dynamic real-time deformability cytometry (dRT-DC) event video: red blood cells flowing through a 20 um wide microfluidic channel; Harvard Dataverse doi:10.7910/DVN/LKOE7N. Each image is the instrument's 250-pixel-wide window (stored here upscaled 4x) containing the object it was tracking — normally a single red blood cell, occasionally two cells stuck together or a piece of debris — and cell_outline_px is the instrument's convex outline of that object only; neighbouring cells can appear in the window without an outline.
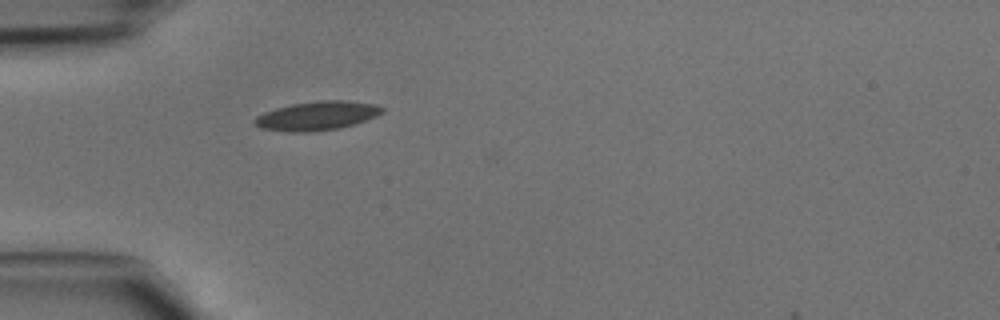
{"species": "common noctule bat (a hibernating species)", "species_latin": "Nyctalus noctula", "temperature_condition": "cold", "stored_images_in_passage": 3, "camera_frame_rate_fps": 3000, "um_per_image_px": 0.085, "animal": {"sex": "male", "body_mass_g": 15.6}, "frame": {"image": 1, "passage_image": 1, "time_ms": 0.0, "image_size_px": [1000, 320], "cell_outline_px": [[384, 112], [376, 116], [340, 128], [308, 132], [288, 132], [260, 128], [252, 120], [256, 116], [264, 112], [276, 108], [292, 104], [320, 100], [344, 100], [376, 104], [384, 108]], "centroid_in_image_um": [26.93, 9.84], "position_along_channel_um": 58.1, "area_um2": 21.44}}